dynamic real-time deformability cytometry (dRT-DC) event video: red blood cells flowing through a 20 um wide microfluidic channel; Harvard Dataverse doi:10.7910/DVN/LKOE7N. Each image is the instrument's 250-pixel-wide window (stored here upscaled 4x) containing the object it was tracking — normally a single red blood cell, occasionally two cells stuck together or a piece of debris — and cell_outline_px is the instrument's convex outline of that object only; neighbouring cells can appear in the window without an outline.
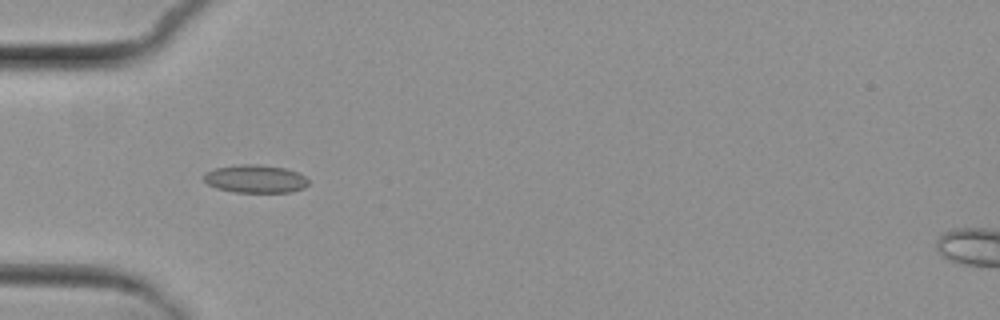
{"species": "common noctule bat (a hibernating species)", "species_latin": "Nyctalus noctula", "temperature_condition": "cold", "stored_images_in_passage": 6, "camera_frame_rate_fps": 3000, "um_per_image_px": 0.085, "animal": {"sex": "female", "body_mass_g": 29.2, "forearm_length_mm": 56.3}, "frame": {"image": 1, "passage_image": 2, "time_ms": 1.0, "image_size_px": [1000, 320], "cell_outline_px": [[308, 184], [304, 188], [292, 192], [236, 192], [216, 188], [208, 184], [204, 180], [204, 172], [216, 168], [240, 164], [260, 164], [284, 168], [296, 172], [304, 176], [308, 180]], "centroid_in_image_um": [21.7, 15.2], "position_along_channel_um": 63.3, "area_um2": 17.05}}
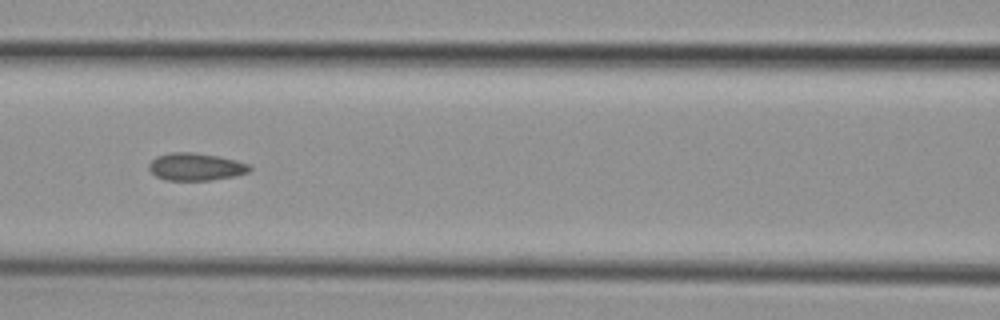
{"frame": {"image": 2, "passage_image": 4, "time_ms": 3.333, "image_size_px": [1000, 320], "cell_outline_px": [[252, 168], [248, 172], [236, 176], [208, 180], [164, 180], [156, 176], [148, 168], [148, 164], [156, 156], [172, 152], [196, 152], [236, 160], [248, 164]], "centroid_in_image_um": [16.62, 14.17], "position_along_channel_um": 150.0, "area_um2": 16.13}}
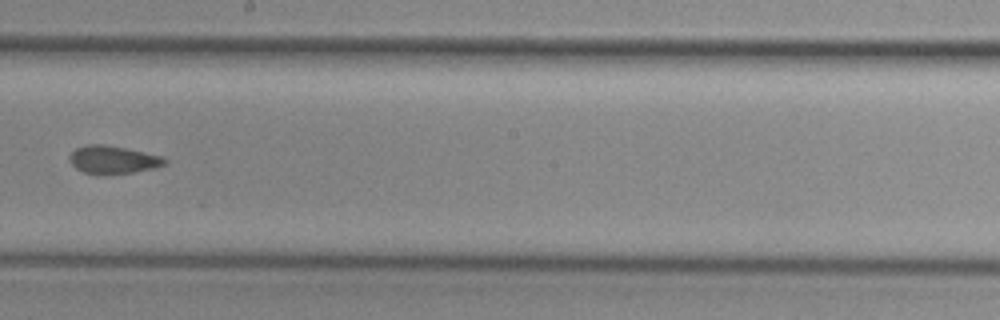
{"frame": {"image": 3, "passage_image": 6, "time_ms": 5.667, "image_size_px": [1000, 320], "cell_outline_px": [[168, 160], [164, 164], [156, 168], [132, 172], [84, 172], [76, 168], [68, 160], [68, 156], [76, 148], [84, 144], [104, 144], [164, 156]], "centroid_in_image_um": [9.61, 13.53], "position_along_channel_um": 238.6, "area_um2": 15.09}}